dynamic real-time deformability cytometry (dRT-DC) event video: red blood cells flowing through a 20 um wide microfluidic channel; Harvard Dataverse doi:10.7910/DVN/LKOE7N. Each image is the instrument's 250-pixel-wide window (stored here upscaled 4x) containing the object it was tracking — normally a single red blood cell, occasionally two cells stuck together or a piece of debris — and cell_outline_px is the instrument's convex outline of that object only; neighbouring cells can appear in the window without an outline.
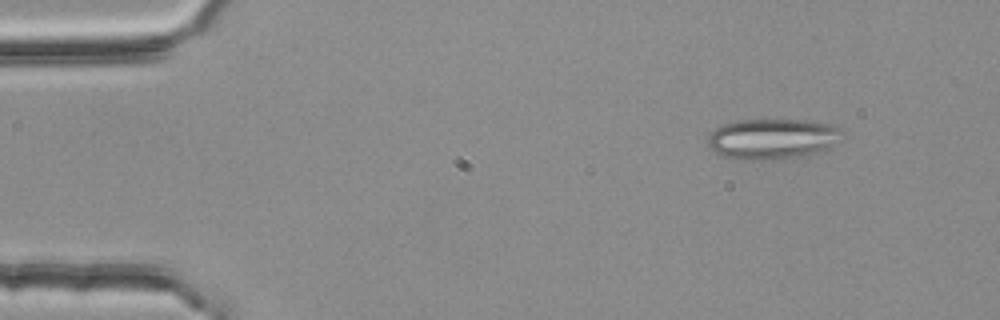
{"species": "common noctule bat (a hibernating species)", "species_latin": "Nyctalus noctula", "temperature_condition": "room temperature", "stored_images_in_passage": 4, "camera_frame_rate_fps": 3000, "um_per_image_px": 0.085, "animal": {"sex": "female", "body_mass_g": 25.1}, "frame": {"image": 1, "passage_image": 1, "time_ms": 0.0, "image_size_px": [1000, 320], "cell_outline_px": [[844, 136], [836, 144], [824, 152], [796, 156], [764, 160], [724, 156], [716, 152], [708, 144], [708, 136], [716, 128], [724, 124], [740, 120], [804, 120], [828, 124], [840, 128], [844, 132]], "centroid_in_image_um": [65.74, 11.79], "position_along_channel_um": 19.3, "area_um2": 31.39}}
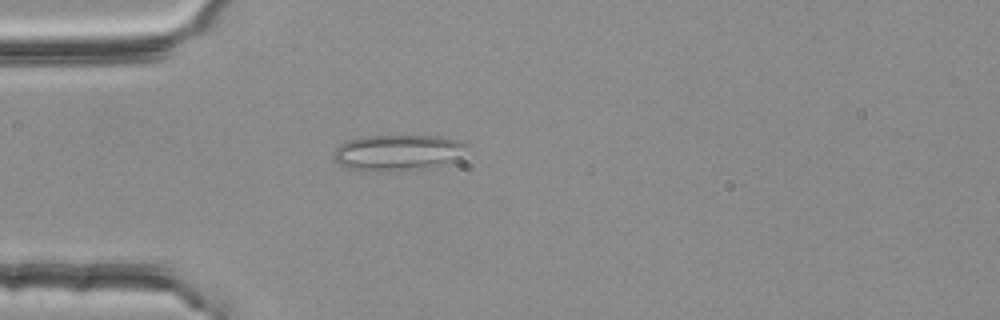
{"frame": {"image": 2, "passage_image": 3, "time_ms": 0.667, "image_size_px": [1000, 320], "cell_outline_px": [[468, 144], [460, 156], [456, 160], [448, 164], [432, 168], [400, 172], [364, 172], [344, 168], [332, 156], [336, 148], [340, 144], [348, 140], [360, 136], [440, 136], [456, 140]], "centroid_in_image_um": [33.79, 13.01], "position_along_channel_um": 51.2, "area_um2": 28.78}}